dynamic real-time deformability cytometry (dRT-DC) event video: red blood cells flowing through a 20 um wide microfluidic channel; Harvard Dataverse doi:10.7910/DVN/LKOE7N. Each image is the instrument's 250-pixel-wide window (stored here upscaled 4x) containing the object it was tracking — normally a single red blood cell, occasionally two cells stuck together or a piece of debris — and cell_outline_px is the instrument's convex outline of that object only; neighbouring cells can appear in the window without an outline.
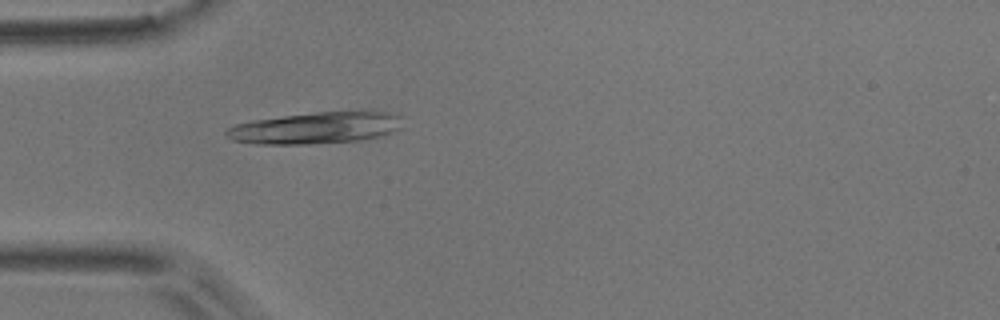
{"species": "common noctule bat (a hibernating species)", "species_latin": "Nyctalus noctula", "temperature_condition": "room temperature", "stored_images_in_passage": 4, "camera_frame_rate_fps": 3000, "um_per_image_px": 0.085, "animal": {"sex": "male", "body_mass_g": 17.9}, "frame": {"image": 1, "passage_image": 4, "time_ms": 4.333, "image_size_px": [1000, 320], "cell_outline_px": [[400, 128], [384, 136], [364, 140], [308, 144], [252, 144], [232, 140], [224, 132], [228, 128], [236, 124], [252, 120], [316, 112], [364, 108], [388, 112], [400, 116]], "centroid_in_image_um": [26.92, 10.85], "position_along_channel_um": 58.1, "area_um2": 33.41}}